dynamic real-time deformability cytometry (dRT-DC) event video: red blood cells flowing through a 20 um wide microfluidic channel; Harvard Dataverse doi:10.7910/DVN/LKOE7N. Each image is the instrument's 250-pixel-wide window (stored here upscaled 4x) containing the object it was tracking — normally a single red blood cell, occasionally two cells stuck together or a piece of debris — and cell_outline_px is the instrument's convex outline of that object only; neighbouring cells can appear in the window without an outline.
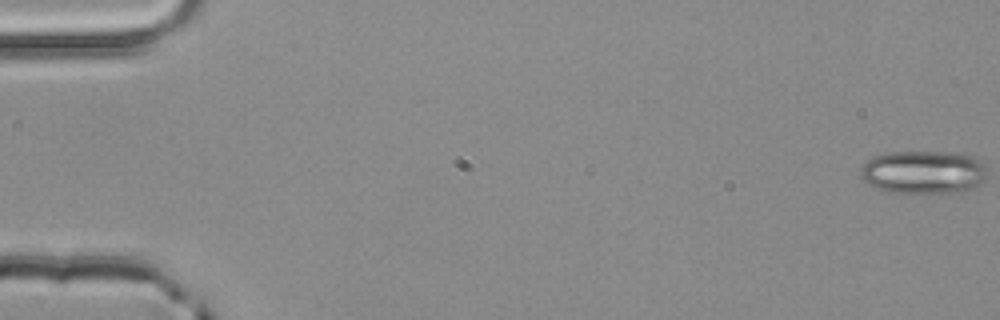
{"species": "common noctule bat (a hibernating species)", "species_latin": "Nyctalus noctula", "temperature_condition": "room temperature", "stored_images_in_passage": 5, "camera_frame_rate_fps": 3000, "um_per_image_px": 0.085, "animal": {"sex": "male", "body_mass_g": 20.4}, "frame": {"image": 1, "passage_image": 1, "time_ms": 0.0, "image_size_px": [1000, 320], "cell_outline_px": [[984, 180], [980, 184], [964, 192], [908, 196], [888, 192], [876, 188], [868, 184], [860, 176], [860, 168], [868, 160], [876, 156], [888, 152], [964, 152], [976, 156], [984, 164]], "centroid_in_image_um": [78.5, 14.68], "position_along_channel_um": 6.5, "area_um2": 33.12}}